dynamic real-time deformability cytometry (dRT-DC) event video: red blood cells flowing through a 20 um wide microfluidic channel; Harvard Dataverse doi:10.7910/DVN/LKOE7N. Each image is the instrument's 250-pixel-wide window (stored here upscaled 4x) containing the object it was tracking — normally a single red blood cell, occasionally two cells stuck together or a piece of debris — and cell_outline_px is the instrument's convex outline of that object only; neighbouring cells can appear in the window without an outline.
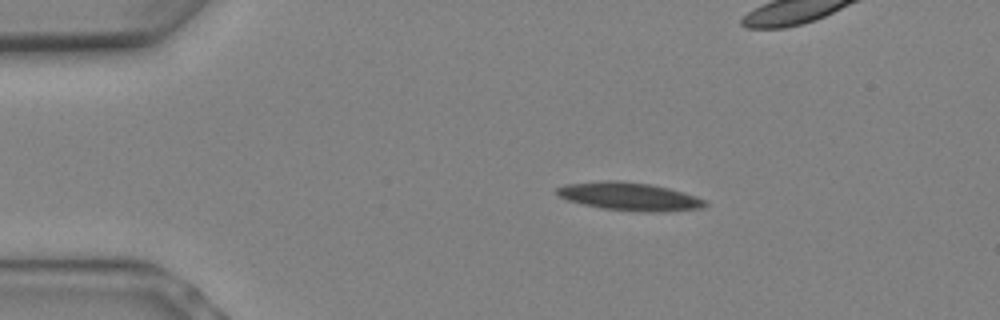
{"species": "Egyptian fruit bat (a non-hibernating species)", "species_latin": "Rousettus aegyptiacus", "temperature_condition": "warm", "stored_images_in_passage": 7, "camera_frame_rate_fps": 3000, "um_per_image_px": 0.085, "animal": {"sex": "female"}, "frame": {"image": 1, "passage_image": 1, "time_ms": 0.0, "image_size_px": [1000, 320], "cell_outline_px": [[708, 204], [704, 208], [656, 212], [644, 212], [600, 208], [568, 200], [560, 196], [556, 192], [556, 188], [564, 184], [600, 180], [620, 180], [652, 184], [684, 192], [696, 196], [704, 200]], "centroid_in_image_um": [53.5, 16.69], "position_along_channel_um": 31.5, "area_um2": 24.39}}